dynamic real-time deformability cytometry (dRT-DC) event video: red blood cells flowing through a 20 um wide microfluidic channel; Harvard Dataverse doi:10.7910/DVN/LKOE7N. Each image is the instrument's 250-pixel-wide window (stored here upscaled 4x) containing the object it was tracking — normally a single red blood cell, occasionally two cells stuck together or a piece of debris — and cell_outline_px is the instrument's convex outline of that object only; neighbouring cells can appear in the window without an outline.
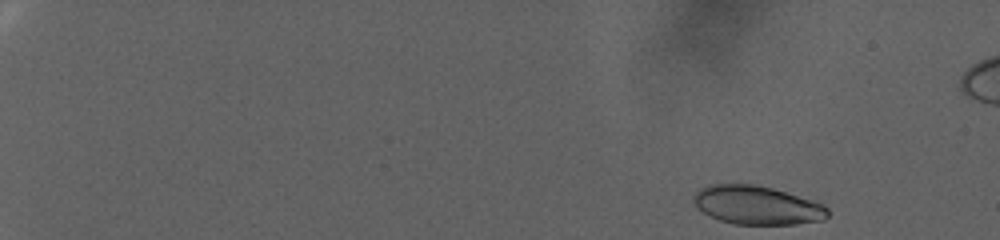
{"species": "human", "species_latin": "Homo sapiens", "temperature_condition": "warm", "stored_images_in_passage": 81, "camera_frame_rate_fps": 3000, "um_per_image_px": 0.085, "donor": {"sex": "female"}, "frame": {"image": 1, "passage_image": 1, "time_ms": 0.0, "image_size_px": [1000, 240], "cell_outline_px": [[828, 216], [824, 220], [796, 224], [732, 224], [720, 220], [704, 212], [692, 200], [692, 196], [700, 188], [708, 184], [756, 184], [772, 188], [812, 200], [824, 204], [828, 208]], "centroid_in_image_um": [64.36, 17.43], "position_along_channel_um": 20.6, "area_um2": 30.17}}
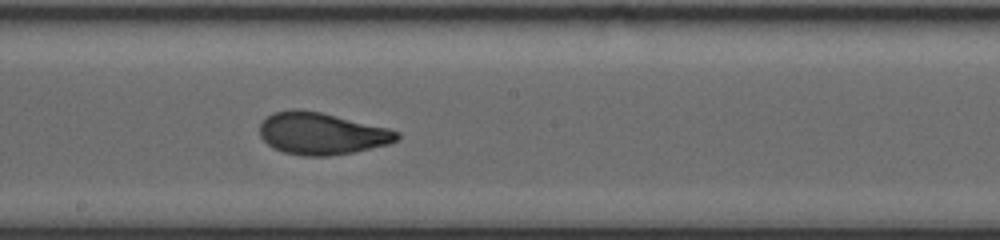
{"frame": {"image": 2, "passage_image": 48, "time_ms": 15.667, "image_size_px": [1000, 240], "cell_outline_px": [[400, 136], [396, 140], [388, 144], [356, 152], [328, 156], [304, 156], [284, 152], [272, 148], [260, 136], [260, 124], [272, 112], [292, 108], [300, 108], [320, 112], [388, 128], [400, 132]], "centroid_in_image_um": [27.32, 11.35], "position_along_channel_um": 220.9, "area_um2": 33.7}}
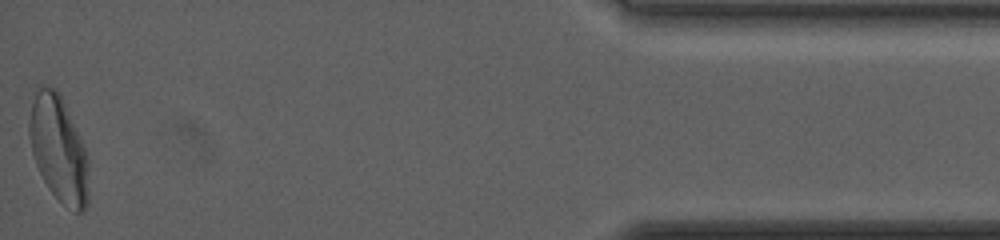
{"frame": {"image": 3, "passage_image": 81, "time_ms": 26.667, "image_size_px": [1000, 240], "cell_outline_px": [[88, 204], [84, 212], [76, 212], [64, 204], [48, 188], [36, 164], [32, 152], [28, 132], [28, 120], [32, 92], [40, 84], [56, 88], [60, 92], [84, 148], [88, 160]], "centroid_in_image_um": [4.95, 12.6], "position_along_channel_um": 430.3, "area_um2": 36.93}, "authors_computed_cell_mechanics": {"area_um2": 33.0616, "velocity_mm_per_s": 2.4711, "shape_relaxation_time_tau1_ms": 8.3353, "shape_relaxation_time_tau2_ms": 1.2716, "deformation_change_tau1": 0.2122, "deformation_change_tau2": 0.0661}}